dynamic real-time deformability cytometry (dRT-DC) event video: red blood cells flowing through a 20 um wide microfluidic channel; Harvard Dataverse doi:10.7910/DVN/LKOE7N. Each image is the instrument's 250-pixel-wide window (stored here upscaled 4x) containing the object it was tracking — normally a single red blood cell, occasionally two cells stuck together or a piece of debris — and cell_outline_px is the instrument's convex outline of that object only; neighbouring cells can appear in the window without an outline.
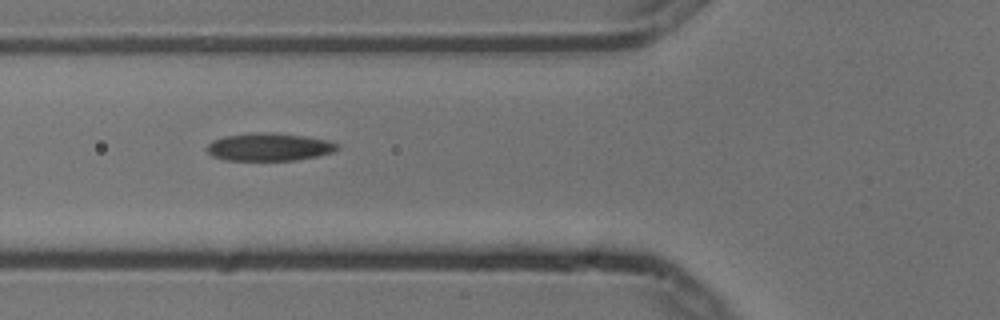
{"species": "common noctule bat (a hibernating species)", "species_latin": "Nyctalus noctula", "temperature_condition": "cold", "stored_images_in_passage": 7, "camera_frame_rate_fps": 3000, "um_per_image_px": 0.085, "animal": {"sex": "male", "body_mass_g": 13.3}, "frame": {"image": 1, "passage_image": 6, "time_ms": 1.667, "image_size_px": [1000, 320], "cell_outline_px": [[340, 148], [332, 152], [316, 156], [296, 160], [224, 160], [212, 156], [208, 152], [208, 144], [212, 140], [224, 136], [256, 132], [260, 132], [304, 136], [324, 140], [336, 144]], "centroid_in_image_um": [22.82, 12.5], "position_along_channel_um": 103.0, "area_um2": 20.75}}
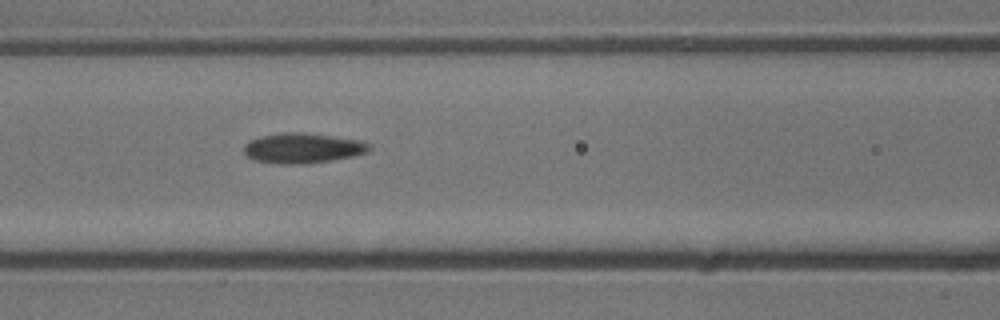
{"frame": {"image": 2, "passage_image": 7, "time_ms": 2.0, "image_size_px": [1000, 320], "cell_outline_px": [[372, 148], [364, 152], [352, 156], [332, 160], [300, 164], [280, 164], [256, 160], [248, 156], [244, 152], [244, 144], [260, 136], [280, 132], [304, 132], [360, 140], [368, 144]], "centroid_in_image_um": [25.7, 12.58], "position_along_channel_um": 140.9, "area_um2": 21.79}}